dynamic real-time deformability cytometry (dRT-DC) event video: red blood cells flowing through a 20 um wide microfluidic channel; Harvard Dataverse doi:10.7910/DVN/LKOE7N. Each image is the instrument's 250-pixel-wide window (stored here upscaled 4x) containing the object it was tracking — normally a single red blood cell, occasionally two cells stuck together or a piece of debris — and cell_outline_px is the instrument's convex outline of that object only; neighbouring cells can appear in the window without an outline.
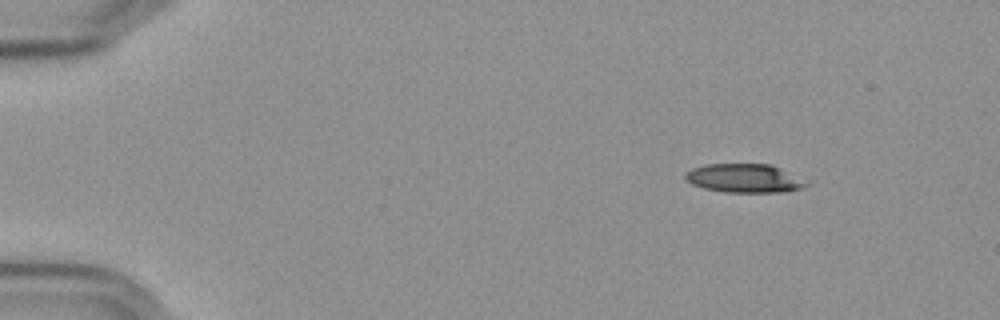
{"species": "Egyptian fruit bat (a non-hibernating species)", "species_latin": "Rousettus aegyptiacus", "temperature_condition": "cold", "stored_images_in_passage": 50, "camera_frame_rate_fps": 3000, "um_per_image_px": 0.085, "frame": {"image": 1, "passage_image": 1, "time_ms": 0.0, "image_size_px": [1000, 320], "cell_outline_px": [[808, 184], [800, 188], [788, 192], [724, 192], [704, 188], [692, 184], [684, 180], [684, 172], [692, 168], [704, 164], [768, 164]], "centroid_in_image_um": [63.1, 15.16], "position_along_channel_um": 21.9, "area_um2": 19.77}}
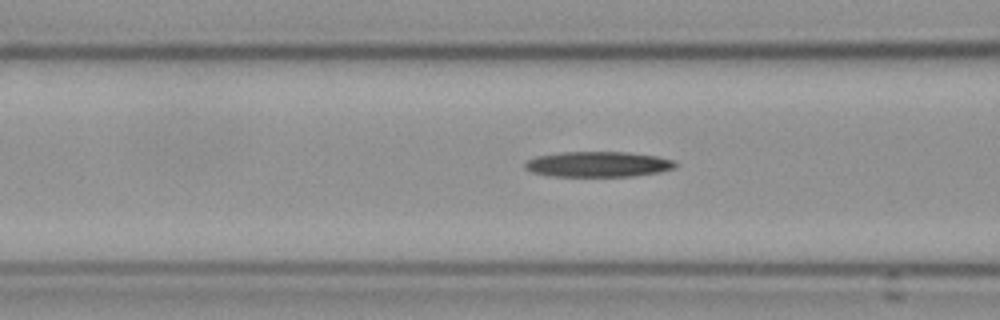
{"frame": {"image": 2, "passage_image": 17, "time_ms": 5.333, "image_size_px": [1000, 320], "cell_outline_px": [[676, 168], [660, 172], [632, 176], [552, 176], [532, 172], [524, 168], [524, 164], [528, 160], [536, 156], [564, 152], [628, 152], [656, 156], [672, 160], [676, 164]], "centroid_in_image_um": [50.83, 13.96], "position_along_channel_um": 115.8, "area_um2": 22.2}}
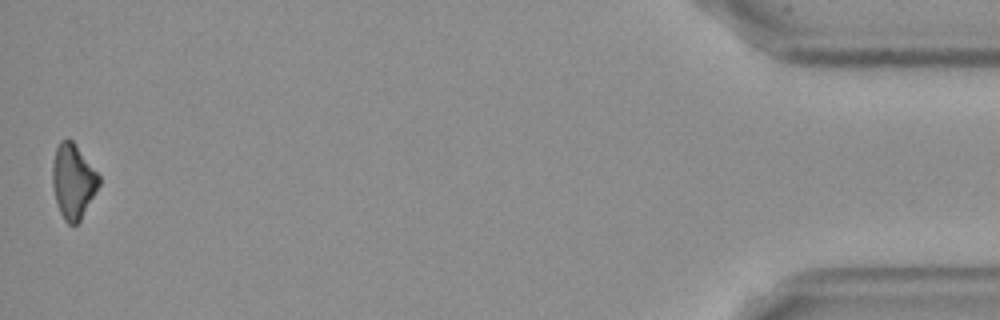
{"frame": {"image": 3, "passage_image": 50, "time_ms": 16.333, "image_size_px": [1000, 320], "cell_outline_px": [[100, 184], [80, 220], [76, 224], [68, 224], [64, 220], [60, 212], [56, 200], [52, 184], [52, 164], [56, 148], [60, 140], [72, 140], [76, 144], [100, 176]], "centroid_in_image_um": [6.21, 15.39], "position_along_channel_um": 429.0, "area_um2": 20.06}, "authors_computed_cell_mechanics": {"area_um2": 21.8484, "velocity_mm_per_s": 3.6082, "shape_relaxation_time_tau1_ms": 4.9807, "shape_relaxation_time_tau2_ms": null, "deformation_change_tau1": 0.1214, "deformation_change_tau2": null}}